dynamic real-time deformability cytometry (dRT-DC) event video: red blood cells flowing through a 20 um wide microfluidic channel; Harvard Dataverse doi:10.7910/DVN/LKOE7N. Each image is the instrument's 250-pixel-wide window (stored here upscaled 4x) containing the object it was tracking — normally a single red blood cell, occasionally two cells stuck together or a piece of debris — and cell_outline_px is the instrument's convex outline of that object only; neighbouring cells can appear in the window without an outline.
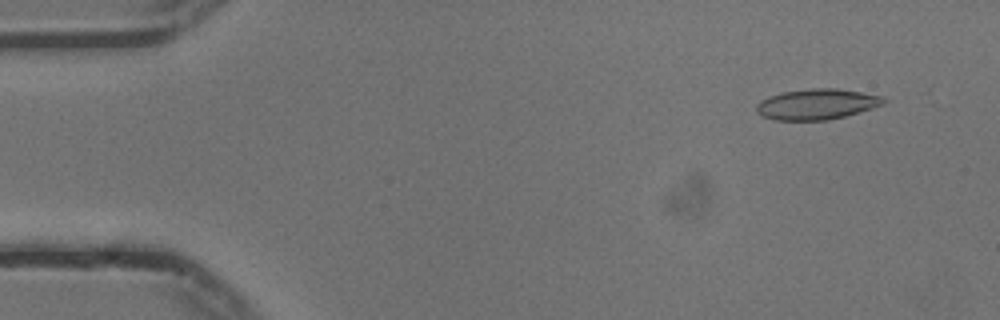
{"species": "common noctule bat (a hibernating species)", "species_latin": "Nyctalus noctula", "temperature_condition": "cold", "stored_images_in_passage": 24, "camera_frame_rate_fps": 3000, "um_per_image_px": 0.085, "animal": {"sex": "male", "body_mass_g": 13.3}, "frame": {"image": 1, "passage_image": 5, "time_ms": 1.333, "image_size_px": [1000, 320], "cell_outline_px": [[888, 100], [884, 104], [872, 108], [844, 116], [828, 120], [776, 120], [760, 116], [756, 112], [756, 104], [760, 100], [768, 96], [784, 92], [812, 88], [836, 88], [884, 96]], "centroid_in_image_um": [69.41, 8.86], "position_along_channel_um": 15.6, "area_um2": 22.77}}
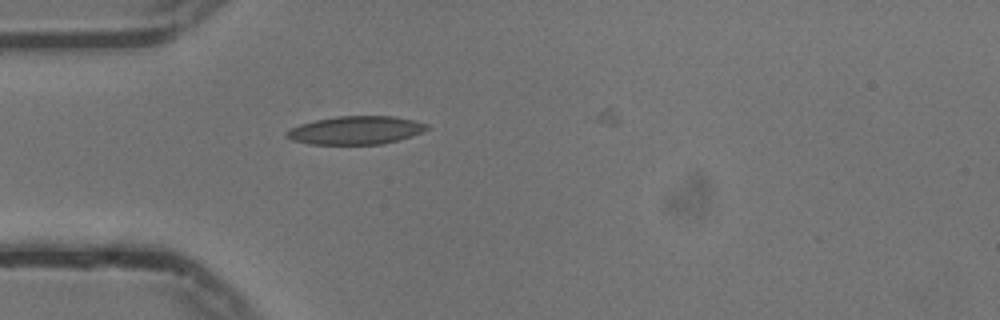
{"frame": {"image": 2, "passage_image": 16, "time_ms": 5.0, "image_size_px": [1000, 320], "cell_outline_px": [[428, 128], [412, 136], [380, 144], [308, 144], [292, 140], [284, 136], [284, 132], [300, 124], [316, 120], [336, 116], [392, 116], [412, 120], [428, 124]], "centroid_in_image_um": [30.18, 11.07], "position_along_channel_um": 54.8, "area_um2": 22.89}}
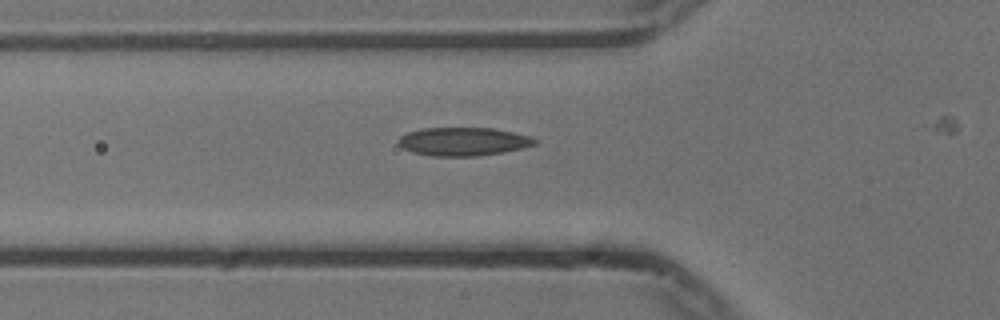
{"frame": {"image": 3, "passage_image": 19, "time_ms": 6.0, "image_size_px": [1000, 320], "cell_outline_px": [[540, 140], [536, 144], [524, 148], [504, 152], [476, 156], [432, 156], [412, 152], [404, 148], [396, 140], [400, 136], [408, 132], [420, 128], [492, 128], [532, 136]], "centroid_in_image_um": [39.42, 12.03], "position_along_channel_um": 86.4, "area_um2": 22.72}}